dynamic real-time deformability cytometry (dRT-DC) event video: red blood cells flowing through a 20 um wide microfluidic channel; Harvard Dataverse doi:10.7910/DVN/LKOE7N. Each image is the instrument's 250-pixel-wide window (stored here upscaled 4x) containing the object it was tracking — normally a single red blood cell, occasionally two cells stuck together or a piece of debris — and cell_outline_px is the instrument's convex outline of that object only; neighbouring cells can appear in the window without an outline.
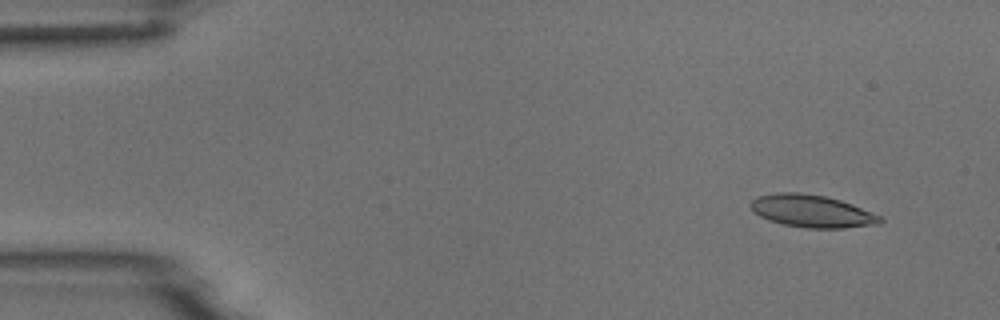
{"species": "common noctule bat (a hibernating species)", "species_latin": "Nyctalus noctula", "temperature_condition": "room temperature", "stored_images_in_passage": 5, "camera_frame_rate_fps": 3000, "um_per_image_px": 0.085, "animal": {"sex": "male", "body_mass_g": 18.8}, "frame": {"image": 1, "passage_image": 2, "time_ms": 1.333, "image_size_px": [1000, 320], "cell_outline_px": [[884, 220], [880, 224], [844, 228], [804, 228], [784, 224], [768, 220], [760, 216], [752, 208], [752, 200], [756, 196], [776, 192], [796, 192], [824, 196], [840, 200], [852, 204], [880, 216]], "centroid_in_image_um": [69.02, 17.95], "position_along_channel_um": 16.0, "area_um2": 24.33}}
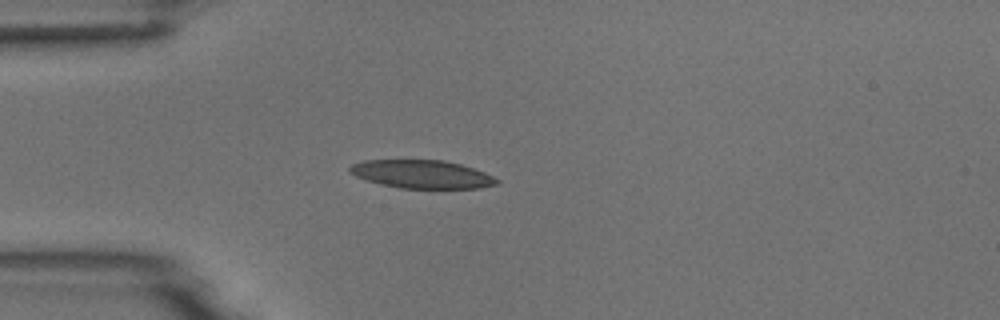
{"frame": {"image": 2, "passage_image": 5, "time_ms": 4.667, "image_size_px": [1000, 320], "cell_outline_px": [[500, 184], [480, 188], [400, 188], [380, 184], [356, 176], [348, 172], [348, 168], [352, 164], [364, 160], [444, 160], [460, 164], [484, 172], [500, 180]], "centroid_in_image_um": [35.87, 14.81], "position_along_channel_um": 49.1, "area_um2": 24.16}}